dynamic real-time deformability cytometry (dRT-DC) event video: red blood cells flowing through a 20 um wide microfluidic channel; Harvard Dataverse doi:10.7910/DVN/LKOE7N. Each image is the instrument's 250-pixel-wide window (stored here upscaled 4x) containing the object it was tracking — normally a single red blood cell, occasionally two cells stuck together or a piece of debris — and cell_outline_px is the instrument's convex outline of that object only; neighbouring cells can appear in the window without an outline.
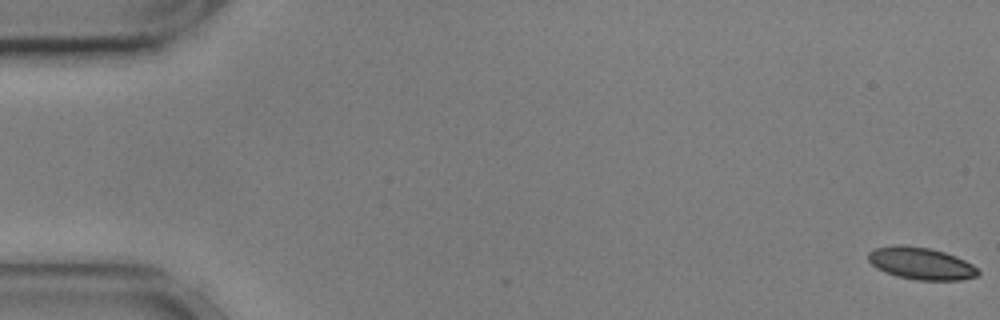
{"species": "common noctule bat (a hibernating species)", "species_latin": "Nyctalus noctula", "temperature_condition": "cold", "stored_images_in_passage": 17, "camera_frame_rate_fps": 3000, "um_per_image_px": 0.085, "animal": {"sex": "male", "body_mass_g": 17.9, "forearm_length_mm": 54.2}, "frame": {"image": 1, "passage_image": 1, "time_ms": 0.0, "image_size_px": [1000, 320], "cell_outline_px": [[980, 272], [976, 276], [960, 280], [916, 280], [896, 276], [884, 272], [876, 268], [868, 260], [868, 252], [876, 248], [892, 244], [904, 244], [928, 248], [944, 252], [956, 256], [972, 264]], "centroid_in_image_um": [78.24, 22.38], "position_along_channel_um": 6.8, "area_um2": 20.69}}
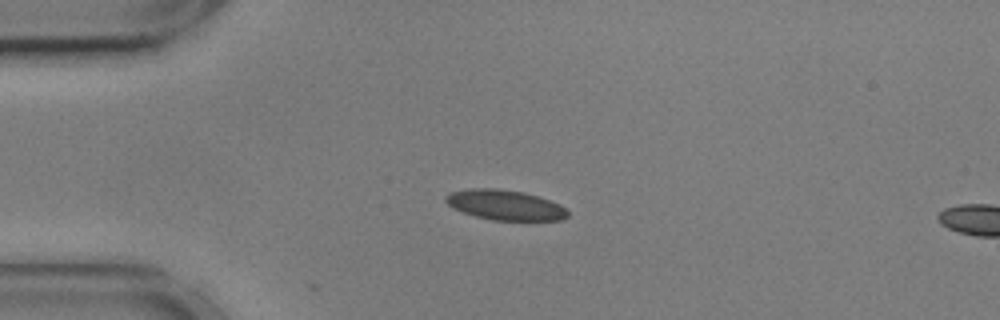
{"frame": {"image": 2, "passage_image": 14, "time_ms": 4.333, "image_size_px": [1000, 320], "cell_outline_px": [[568, 216], [564, 220], [492, 220], [476, 216], [452, 208], [444, 200], [444, 196], [452, 192], [472, 188], [496, 188], [524, 192], [560, 204], [568, 212]], "centroid_in_image_um": [42.92, 17.42], "position_along_channel_um": 42.1, "area_um2": 21.27}}